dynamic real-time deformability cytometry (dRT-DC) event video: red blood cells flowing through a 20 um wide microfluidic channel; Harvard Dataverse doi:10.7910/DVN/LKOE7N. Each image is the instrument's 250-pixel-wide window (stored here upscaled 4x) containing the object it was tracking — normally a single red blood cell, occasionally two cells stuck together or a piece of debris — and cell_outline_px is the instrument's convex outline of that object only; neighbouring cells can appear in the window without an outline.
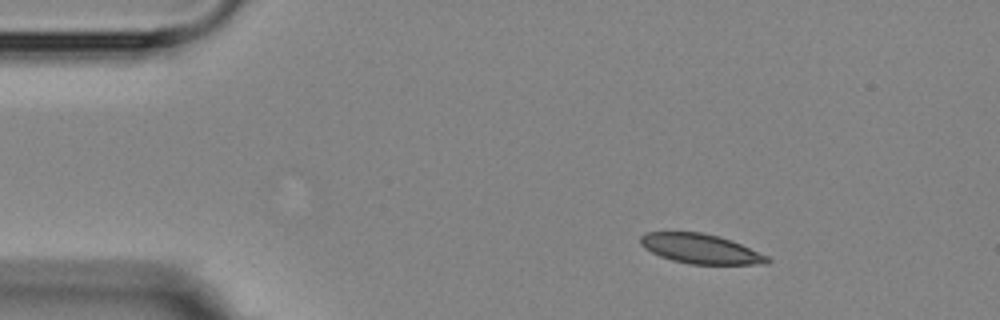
{"species": "Egyptian fruit bat (a non-hibernating species)", "species_latin": "Rousettus aegyptiacus", "temperature_condition": "room temperature", "stored_images_in_passage": 6, "camera_frame_rate_fps": 3000, "um_per_image_px": 0.085, "animal": {"sex": "female"}, "frame": {"image": 1, "passage_image": 2, "time_ms": 1.0, "image_size_px": [1000, 320], "cell_outline_px": [[772, 260], [768, 264], [692, 264], [672, 260], [660, 256], [644, 248], [640, 244], [640, 236], [644, 232], [700, 232], [720, 236], [732, 240], [768, 256]], "centroid_in_image_um": [59.55, 21.14], "position_along_channel_um": 25.4, "area_um2": 21.96}}
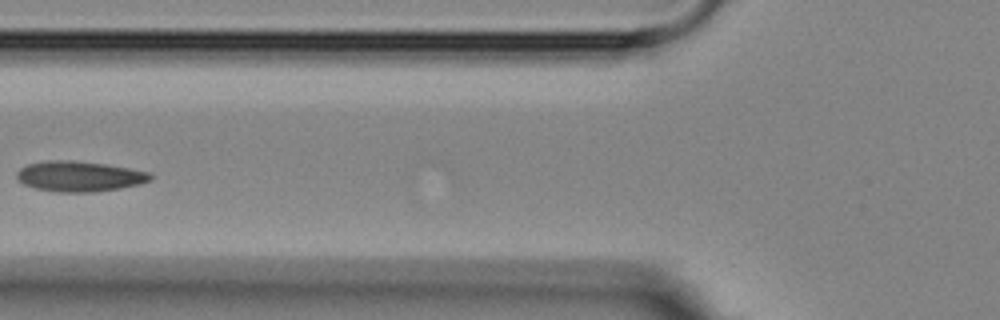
{"frame": {"image": 2, "passage_image": 5, "time_ms": 5.333, "image_size_px": [1000, 320], "cell_outline_px": [[152, 180], [140, 184], [120, 188], [92, 192], [56, 192], [36, 188], [24, 184], [16, 176], [16, 172], [20, 168], [28, 164], [48, 160], [72, 160], [108, 164], [152, 172]], "centroid_in_image_um": [6.79, 14.98], "position_along_channel_um": 119.0, "area_um2": 23.81}}
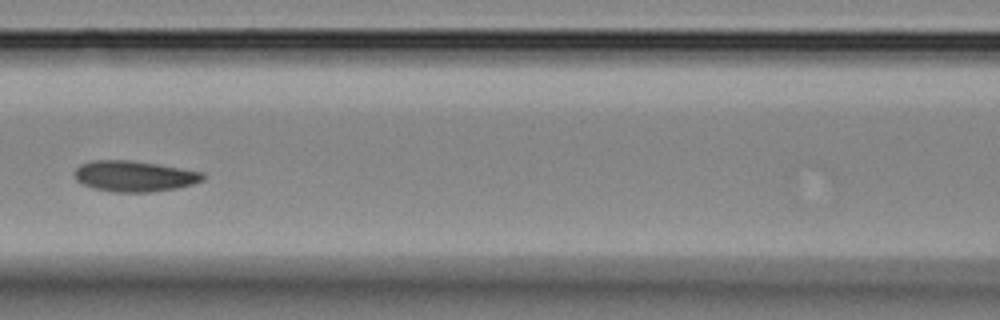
{"frame": {"image": 3, "passage_image": 6, "time_ms": 6.333, "image_size_px": [1000, 320], "cell_outline_px": [[204, 180], [192, 184], [176, 188], [152, 192], [112, 192], [92, 188], [76, 180], [76, 168], [80, 164], [92, 160], [132, 160], [204, 172]], "centroid_in_image_um": [11.42, 14.97], "position_along_channel_um": 155.2, "area_um2": 23.0}}